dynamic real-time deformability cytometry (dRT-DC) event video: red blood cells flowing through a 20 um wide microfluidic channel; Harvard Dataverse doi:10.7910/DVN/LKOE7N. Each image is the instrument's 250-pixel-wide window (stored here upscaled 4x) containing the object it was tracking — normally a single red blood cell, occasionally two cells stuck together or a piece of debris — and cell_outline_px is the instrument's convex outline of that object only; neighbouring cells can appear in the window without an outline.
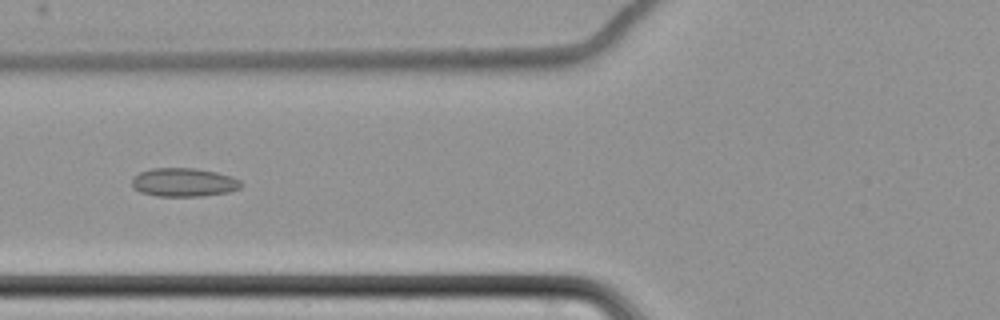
{"species": "common noctule bat (a hibernating species)", "species_latin": "Nyctalus noctula", "temperature_condition": "cold", "stored_images_in_passage": 9, "camera_frame_rate_fps": 3000, "um_per_image_px": 0.085, "animal": {"sex": "female", "body_mass_g": 22.7, "forearm_length_mm": 54.2}, "frame": {"image": 1, "passage_image": 8, "time_ms": 8.0, "image_size_px": [1000, 320], "cell_outline_px": [[244, 184], [240, 188], [228, 192], [200, 196], [156, 196], [140, 192], [132, 184], [132, 180], [140, 172], [152, 168], [196, 168], [216, 172], [232, 176], [240, 180]], "centroid_in_image_um": [15.66, 15.49], "position_along_channel_um": 110.1, "area_um2": 18.15}}
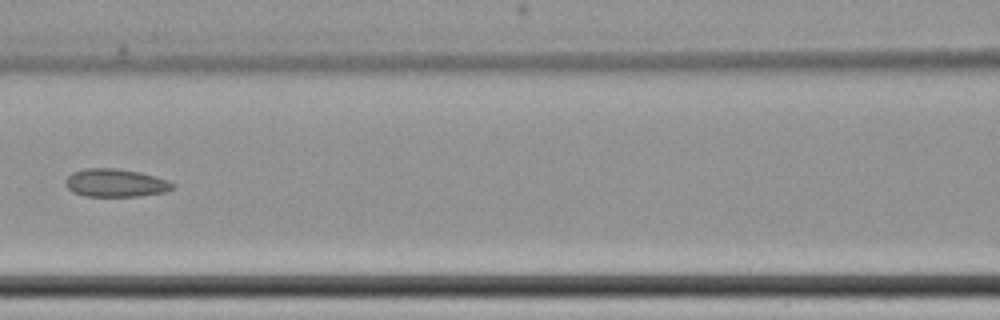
{"frame": {"image": 2, "passage_image": 9, "time_ms": 9.333, "image_size_px": [1000, 320], "cell_outline_px": [[176, 188], [168, 192], [140, 196], [88, 196], [72, 192], [64, 184], [64, 180], [72, 172], [84, 168], [116, 168], [140, 172], [156, 176], [168, 180]], "centroid_in_image_um": [9.83, 15.54], "position_along_channel_um": 156.8, "area_um2": 17.74}}